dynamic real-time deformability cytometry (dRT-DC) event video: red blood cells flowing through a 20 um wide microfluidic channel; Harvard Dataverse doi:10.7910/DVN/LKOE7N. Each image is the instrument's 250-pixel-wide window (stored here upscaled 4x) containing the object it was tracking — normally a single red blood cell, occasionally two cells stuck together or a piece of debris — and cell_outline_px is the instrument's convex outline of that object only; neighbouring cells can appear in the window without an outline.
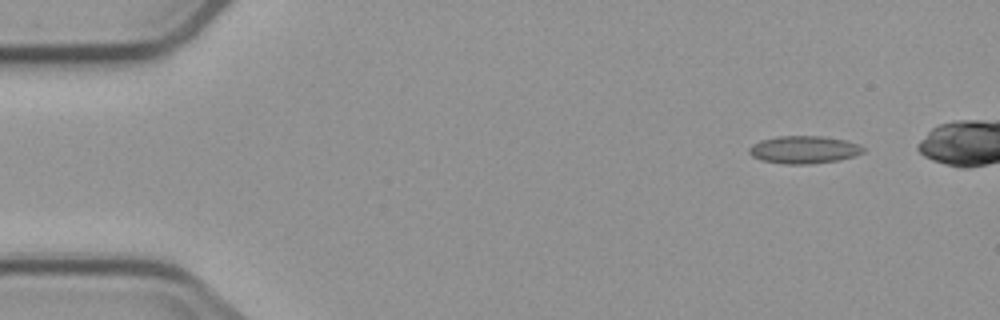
{"species": "common noctule bat (a hibernating species)", "species_latin": "Nyctalus noctula", "temperature_condition": "cold", "stored_images_in_passage": 5, "camera_frame_rate_fps": 3000, "um_per_image_px": 0.085, "animal": {"sex": "male", "body_mass_g": 23.1, "forearm_length_mm": 52.7}, "frame": {"image": 1, "passage_image": 1, "time_ms": 0.0, "image_size_px": [1000, 320], "cell_outline_px": [[864, 152], [856, 156], [840, 160], [808, 164], [784, 164], [764, 160], [752, 156], [748, 152], [748, 148], [752, 144], [760, 140], [776, 136], [824, 136], [848, 140], [860, 144], [864, 148]], "centroid_in_image_um": [68.37, 12.71], "position_along_channel_um": 16.6, "area_um2": 18.61}}
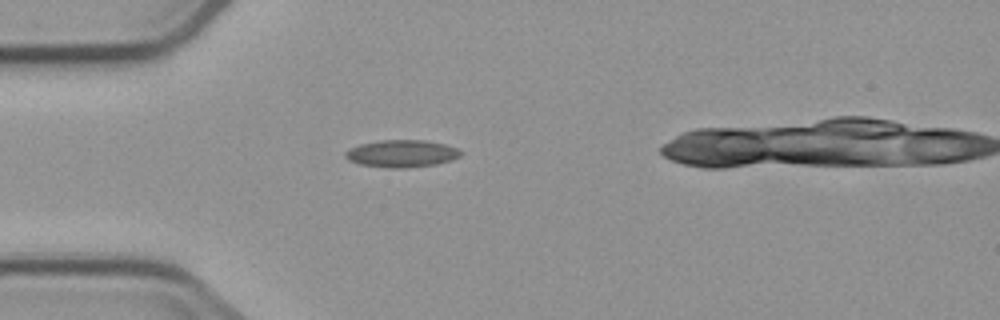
{"frame": {"image": 2, "passage_image": 4, "time_ms": 3.333, "image_size_px": [1000, 320], "cell_outline_px": [[464, 152], [460, 156], [452, 160], [436, 164], [404, 168], [392, 168], [360, 164], [348, 160], [344, 156], [344, 152], [360, 144], [380, 140], [424, 140], [444, 144], [456, 148]], "centroid_in_image_um": [34.16, 13.05], "position_along_channel_um": 50.8, "area_um2": 18.26}}